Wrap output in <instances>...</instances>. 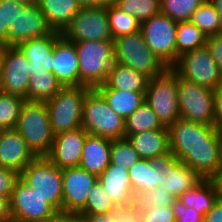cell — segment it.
Segmentation results:
<instances>
[{
    "mask_svg": "<svg viewBox=\"0 0 222 222\" xmlns=\"http://www.w3.org/2000/svg\"><path fill=\"white\" fill-rule=\"evenodd\" d=\"M219 186H220V190H221V197H222V172L220 174V176L217 178Z\"/></svg>",
    "mask_w": 222,
    "mask_h": 222,
    "instance_id": "cell-59",
    "label": "cell"
},
{
    "mask_svg": "<svg viewBox=\"0 0 222 222\" xmlns=\"http://www.w3.org/2000/svg\"><path fill=\"white\" fill-rule=\"evenodd\" d=\"M204 222H222V197H220L211 210L204 215Z\"/></svg>",
    "mask_w": 222,
    "mask_h": 222,
    "instance_id": "cell-48",
    "label": "cell"
},
{
    "mask_svg": "<svg viewBox=\"0 0 222 222\" xmlns=\"http://www.w3.org/2000/svg\"><path fill=\"white\" fill-rule=\"evenodd\" d=\"M67 222H88L84 216L67 213Z\"/></svg>",
    "mask_w": 222,
    "mask_h": 222,
    "instance_id": "cell-54",
    "label": "cell"
},
{
    "mask_svg": "<svg viewBox=\"0 0 222 222\" xmlns=\"http://www.w3.org/2000/svg\"><path fill=\"white\" fill-rule=\"evenodd\" d=\"M26 100L0 91V130L15 128Z\"/></svg>",
    "mask_w": 222,
    "mask_h": 222,
    "instance_id": "cell-35",
    "label": "cell"
},
{
    "mask_svg": "<svg viewBox=\"0 0 222 222\" xmlns=\"http://www.w3.org/2000/svg\"><path fill=\"white\" fill-rule=\"evenodd\" d=\"M0 222H12L10 200L0 197Z\"/></svg>",
    "mask_w": 222,
    "mask_h": 222,
    "instance_id": "cell-49",
    "label": "cell"
},
{
    "mask_svg": "<svg viewBox=\"0 0 222 222\" xmlns=\"http://www.w3.org/2000/svg\"><path fill=\"white\" fill-rule=\"evenodd\" d=\"M87 135L82 127L54 135L51 149L45 157L60 169L79 166Z\"/></svg>",
    "mask_w": 222,
    "mask_h": 222,
    "instance_id": "cell-17",
    "label": "cell"
},
{
    "mask_svg": "<svg viewBox=\"0 0 222 222\" xmlns=\"http://www.w3.org/2000/svg\"><path fill=\"white\" fill-rule=\"evenodd\" d=\"M221 197V190L217 179H202L192 189L181 194L177 200L185 207L194 208L203 216L211 210Z\"/></svg>",
    "mask_w": 222,
    "mask_h": 222,
    "instance_id": "cell-24",
    "label": "cell"
},
{
    "mask_svg": "<svg viewBox=\"0 0 222 222\" xmlns=\"http://www.w3.org/2000/svg\"><path fill=\"white\" fill-rule=\"evenodd\" d=\"M30 63L17 46H7L0 81V91L27 100Z\"/></svg>",
    "mask_w": 222,
    "mask_h": 222,
    "instance_id": "cell-15",
    "label": "cell"
},
{
    "mask_svg": "<svg viewBox=\"0 0 222 222\" xmlns=\"http://www.w3.org/2000/svg\"><path fill=\"white\" fill-rule=\"evenodd\" d=\"M63 212L77 214L86 204V199L98 176L77 166L62 169Z\"/></svg>",
    "mask_w": 222,
    "mask_h": 222,
    "instance_id": "cell-16",
    "label": "cell"
},
{
    "mask_svg": "<svg viewBox=\"0 0 222 222\" xmlns=\"http://www.w3.org/2000/svg\"><path fill=\"white\" fill-rule=\"evenodd\" d=\"M109 214L114 222H144L146 208L135 200L132 203L116 204Z\"/></svg>",
    "mask_w": 222,
    "mask_h": 222,
    "instance_id": "cell-40",
    "label": "cell"
},
{
    "mask_svg": "<svg viewBox=\"0 0 222 222\" xmlns=\"http://www.w3.org/2000/svg\"><path fill=\"white\" fill-rule=\"evenodd\" d=\"M89 89L85 85L63 86L45 102L54 135L81 127L83 103Z\"/></svg>",
    "mask_w": 222,
    "mask_h": 222,
    "instance_id": "cell-7",
    "label": "cell"
},
{
    "mask_svg": "<svg viewBox=\"0 0 222 222\" xmlns=\"http://www.w3.org/2000/svg\"><path fill=\"white\" fill-rule=\"evenodd\" d=\"M38 4L48 26L59 33L63 32L81 8L77 0H38Z\"/></svg>",
    "mask_w": 222,
    "mask_h": 222,
    "instance_id": "cell-27",
    "label": "cell"
},
{
    "mask_svg": "<svg viewBox=\"0 0 222 222\" xmlns=\"http://www.w3.org/2000/svg\"><path fill=\"white\" fill-rule=\"evenodd\" d=\"M215 91L179 78L178 107L180 118L212 125L214 122Z\"/></svg>",
    "mask_w": 222,
    "mask_h": 222,
    "instance_id": "cell-11",
    "label": "cell"
},
{
    "mask_svg": "<svg viewBox=\"0 0 222 222\" xmlns=\"http://www.w3.org/2000/svg\"><path fill=\"white\" fill-rule=\"evenodd\" d=\"M81 216H84L88 222H114L109 213Z\"/></svg>",
    "mask_w": 222,
    "mask_h": 222,
    "instance_id": "cell-51",
    "label": "cell"
},
{
    "mask_svg": "<svg viewBox=\"0 0 222 222\" xmlns=\"http://www.w3.org/2000/svg\"><path fill=\"white\" fill-rule=\"evenodd\" d=\"M52 31L38 3L25 5L8 30V46H17L26 40L44 37Z\"/></svg>",
    "mask_w": 222,
    "mask_h": 222,
    "instance_id": "cell-18",
    "label": "cell"
},
{
    "mask_svg": "<svg viewBox=\"0 0 222 222\" xmlns=\"http://www.w3.org/2000/svg\"><path fill=\"white\" fill-rule=\"evenodd\" d=\"M81 7L108 6L114 0H77Z\"/></svg>",
    "mask_w": 222,
    "mask_h": 222,
    "instance_id": "cell-52",
    "label": "cell"
},
{
    "mask_svg": "<svg viewBox=\"0 0 222 222\" xmlns=\"http://www.w3.org/2000/svg\"><path fill=\"white\" fill-rule=\"evenodd\" d=\"M146 209L150 207H168L176 200V198L169 192L157 186L153 190L142 193L137 199Z\"/></svg>",
    "mask_w": 222,
    "mask_h": 222,
    "instance_id": "cell-41",
    "label": "cell"
},
{
    "mask_svg": "<svg viewBox=\"0 0 222 222\" xmlns=\"http://www.w3.org/2000/svg\"><path fill=\"white\" fill-rule=\"evenodd\" d=\"M20 175L15 171L0 167V197L11 199L16 181Z\"/></svg>",
    "mask_w": 222,
    "mask_h": 222,
    "instance_id": "cell-42",
    "label": "cell"
},
{
    "mask_svg": "<svg viewBox=\"0 0 222 222\" xmlns=\"http://www.w3.org/2000/svg\"><path fill=\"white\" fill-rule=\"evenodd\" d=\"M110 108L126 120L145 101L146 93L122 91L112 88H96Z\"/></svg>",
    "mask_w": 222,
    "mask_h": 222,
    "instance_id": "cell-29",
    "label": "cell"
},
{
    "mask_svg": "<svg viewBox=\"0 0 222 222\" xmlns=\"http://www.w3.org/2000/svg\"><path fill=\"white\" fill-rule=\"evenodd\" d=\"M206 0H160V12L174 21H189L191 15Z\"/></svg>",
    "mask_w": 222,
    "mask_h": 222,
    "instance_id": "cell-38",
    "label": "cell"
},
{
    "mask_svg": "<svg viewBox=\"0 0 222 222\" xmlns=\"http://www.w3.org/2000/svg\"><path fill=\"white\" fill-rule=\"evenodd\" d=\"M214 122L213 126L222 132V85L215 90L214 94Z\"/></svg>",
    "mask_w": 222,
    "mask_h": 222,
    "instance_id": "cell-47",
    "label": "cell"
},
{
    "mask_svg": "<svg viewBox=\"0 0 222 222\" xmlns=\"http://www.w3.org/2000/svg\"><path fill=\"white\" fill-rule=\"evenodd\" d=\"M141 159H151L170 152L168 128L125 136Z\"/></svg>",
    "mask_w": 222,
    "mask_h": 222,
    "instance_id": "cell-25",
    "label": "cell"
},
{
    "mask_svg": "<svg viewBox=\"0 0 222 222\" xmlns=\"http://www.w3.org/2000/svg\"><path fill=\"white\" fill-rule=\"evenodd\" d=\"M14 1H18L24 5H30V4H35L38 3V0H14Z\"/></svg>",
    "mask_w": 222,
    "mask_h": 222,
    "instance_id": "cell-58",
    "label": "cell"
},
{
    "mask_svg": "<svg viewBox=\"0 0 222 222\" xmlns=\"http://www.w3.org/2000/svg\"><path fill=\"white\" fill-rule=\"evenodd\" d=\"M12 222H45L57 211L19 177L10 199Z\"/></svg>",
    "mask_w": 222,
    "mask_h": 222,
    "instance_id": "cell-14",
    "label": "cell"
},
{
    "mask_svg": "<svg viewBox=\"0 0 222 222\" xmlns=\"http://www.w3.org/2000/svg\"><path fill=\"white\" fill-rule=\"evenodd\" d=\"M111 143L110 139L88 134L79 167L99 176L110 164Z\"/></svg>",
    "mask_w": 222,
    "mask_h": 222,
    "instance_id": "cell-23",
    "label": "cell"
},
{
    "mask_svg": "<svg viewBox=\"0 0 222 222\" xmlns=\"http://www.w3.org/2000/svg\"><path fill=\"white\" fill-rule=\"evenodd\" d=\"M98 182L115 204L132 203L136 200L126 169L109 164L98 176Z\"/></svg>",
    "mask_w": 222,
    "mask_h": 222,
    "instance_id": "cell-22",
    "label": "cell"
},
{
    "mask_svg": "<svg viewBox=\"0 0 222 222\" xmlns=\"http://www.w3.org/2000/svg\"><path fill=\"white\" fill-rule=\"evenodd\" d=\"M5 52H6V46L0 45V81H1L2 71H3V66H4Z\"/></svg>",
    "mask_w": 222,
    "mask_h": 222,
    "instance_id": "cell-55",
    "label": "cell"
},
{
    "mask_svg": "<svg viewBox=\"0 0 222 222\" xmlns=\"http://www.w3.org/2000/svg\"><path fill=\"white\" fill-rule=\"evenodd\" d=\"M113 3L140 23L160 13V0H114Z\"/></svg>",
    "mask_w": 222,
    "mask_h": 222,
    "instance_id": "cell-36",
    "label": "cell"
},
{
    "mask_svg": "<svg viewBox=\"0 0 222 222\" xmlns=\"http://www.w3.org/2000/svg\"><path fill=\"white\" fill-rule=\"evenodd\" d=\"M35 158L36 156L15 128L1 130L0 167L11 169L20 175Z\"/></svg>",
    "mask_w": 222,
    "mask_h": 222,
    "instance_id": "cell-19",
    "label": "cell"
},
{
    "mask_svg": "<svg viewBox=\"0 0 222 222\" xmlns=\"http://www.w3.org/2000/svg\"><path fill=\"white\" fill-rule=\"evenodd\" d=\"M149 164L157 172L158 186L176 199L202 180L188 165L176 159L171 151L149 159Z\"/></svg>",
    "mask_w": 222,
    "mask_h": 222,
    "instance_id": "cell-13",
    "label": "cell"
},
{
    "mask_svg": "<svg viewBox=\"0 0 222 222\" xmlns=\"http://www.w3.org/2000/svg\"><path fill=\"white\" fill-rule=\"evenodd\" d=\"M116 204L104 192L102 185L97 182L89 192L85 206L77 213L79 215H95L109 213Z\"/></svg>",
    "mask_w": 222,
    "mask_h": 222,
    "instance_id": "cell-39",
    "label": "cell"
},
{
    "mask_svg": "<svg viewBox=\"0 0 222 222\" xmlns=\"http://www.w3.org/2000/svg\"><path fill=\"white\" fill-rule=\"evenodd\" d=\"M20 178L57 212H63L62 169L45 156L36 157L23 169Z\"/></svg>",
    "mask_w": 222,
    "mask_h": 222,
    "instance_id": "cell-6",
    "label": "cell"
},
{
    "mask_svg": "<svg viewBox=\"0 0 222 222\" xmlns=\"http://www.w3.org/2000/svg\"><path fill=\"white\" fill-rule=\"evenodd\" d=\"M0 45L8 46V29L3 23L2 8H0Z\"/></svg>",
    "mask_w": 222,
    "mask_h": 222,
    "instance_id": "cell-50",
    "label": "cell"
},
{
    "mask_svg": "<svg viewBox=\"0 0 222 222\" xmlns=\"http://www.w3.org/2000/svg\"><path fill=\"white\" fill-rule=\"evenodd\" d=\"M206 47L209 49L222 76V33L207 37Z\"/></svg>",
    "mask_w": 222,
    "mask_h": 222,
    "instance_id": "cell-46",
    "label": "cell"
},
{
    "mask_svg": "<svg viewBox=\"0 0 222 222\" xmlns=\"http://www.w3.org/2000/svg\"><path fill=\"white\" fill-rule=\"evenodd\" d=\"M62 87L52 72L45 69H31L27 101L47 102L51 100Z\"/></svg>",
    "mask_w": 222,
    "mask_h": 222,
    "instance_id": "cell-28",
    "label": "cell"
},
{
    "mask_svg": "<svg viewBox=\"0 0 222 222\" xmlns=\"http://www.w3.org/2000/svg\"><path fill=\"white\" fill-rule=\"evenodd\" d=\"M139 160H141L140 156L127 138L112 140L110 164L129 170Z\"/></svg>",
    "mask_w": 222,
    "mask_h": 222,
    "instance_id": "cell-37",
    "label": "cell"
},
{
    "mask_svg": "<svg viewBox=\"0 0 222 222\" xmlns=\"http://www.w3.org/2000/svg\"><path fill=\"white\" fill-rule=\"evenodd\" d=\"M61 35L68 41H113L106 6L81 7Z\"/></svg>",
    "mask_w": 222,
    "mask_h": 222,
    "instance_id": "cell-12",
    "label": "cell"
},
{
    "mask_svg": "<svg viewBox=\"0 0 222 222\" xmlns=\"http://www.w3.org/2000/svg\"><path fill=\"white\" fill-rule=\"evenodd\" d=\"M114 62L153 78L168 67L150 50L141 31L113 39Z\"/></svg>",
    "mask_w": 222,
    "mask_h": 222,
    "instance_id": "cell-5",
    "label": "cell"
},
{
    "mask_svg": "<svg viewBox=\"0 0 222 222\" xmlns=\"http://www.w3.org/2000/svg\"><path fill=\"white\" fill-rule=\"evenodd\" d=\"M170 151L202 179L220 176V132L212 125L179 119L168 127Z\"/></svg>",
    "mask_w": 222,
    "mask_h": 222,
    "instance_id": "cell-1",
    "label": "cell"
},
{
    "mask_svg": "<svg viewBox=\"0 0 222 222\" xmlns=\"http://www.w3.org/2000/svg\"><path fill=\"white\" fill-rule=\"evenodd\" d=\"M176 222H204V216L194 208L185 207L177 199L171 205Z\"/></svg>",
    "mask_w": 222,
    "mask_h": 222,
    "instance_id": "cell-43",
    "label": "cell"
},
{
    "mask_svg": "<svg viewBox=\"0 0 222 222\" xmlns=\"http://www.w3.org/2000/svg\"><path fill=\"white\" fill-rule=\"evenodd\" d=\"M15 129L26 141L36 157L46 156L52 146L54 134L45 102L25 101Z\"/></svg>",
    "mask_w": 222,
    "mask_h": 222,
    "instance_id": "cell-3",
    "label": "cell"
},
{
    "mask_svg": "<svg viewBox=\"0 0 222 222\" xmlns=\"http://www.w3.org/2000/svg\"><path fill=\"white\" fill-rule=\"evenodd\" d=\"M179 78L216 90L222 85V76L209 49L204 46L178 57L171 67Z\"/></svg>",
    "mask_w": 222,
    "mask_h": 222,
    "instance_id": "cell-10",
    "label": "cell"
},
{
    "mask_svg": "<svg viewBox=\"0 0 222 222\" xmlns=\"http://www.w3.org/2000/svg\"><path fill=\"white\" fill-rule=\"evenodd\" d=\"M178 84L179 76L171 67L148 82L145 101L166 127L180 119Z\"/></svg>",
    "mask_w": 222,
    "mask_h": 222,
    "instance_id": "cell-8",
    "label": "cell"
},
{
    "mask_svg": "<svg viewBox=\"0 0 222 222\" xmlns=\"http://www.w3.org/2000/svg\"><path fill=\"white\" fill-rule=\"evenodd\" d=\"M144 222H176V219L171 206L164 208L154 206L146 209Z\"/></svg>",
    "mask_w": 222,
    "mask_h": 222,
    "instance_id": "cell-45",
    "label": "cell"
},
{
    "mask_svg": "<svg viewBox=\"0 0 222 222\" xmlns=\"http://www.w3.org/2000/svg\"><path fill=\"white\" fill-rule=\"evenodd\" d=\"M75 48L79 63V86L104 84L114 63L113 41H80Z\"/></svg>",
    "mask_w": 222,
    "mask_h": 222,
    "instance_id": "cell-4",
    "label": "cell"
},
{
    "mask_svg": "<svg viewBox=\"0 0 222 222\" xmlns=\"http://www.w3.org/2000/svg\"><path fill=\"white\" fill-rule=\"evenodd\" d=\"M52 73L62 86H79V63L75 44L61 36L53 47Z\"/></svg>",
    "mask_w": 222,
    "mask_h": 222,
    "instance_id": "cell-20",
    "label": "cell"
},
{
    "mask_svg": "<svg viewBox=\"0 0 222 222\" xmlns=\"http://www.w3.org/2000/svg\"><path fill=\"white\" fill-rule=\"evenodd\" d=\"M132 191L137 199L142 193L158 186L155 169L150 167L149 159H141L128 170Z\"/></svg>",
    "mask_w": 222,
    "mask_h": 222,
    "instance_id": "cell-31",
    "label": "cell"
},
{
    "mask_svg": "<svg viewBox=\"0 0 222 222\" xmlns=\"http://www.w3.org/2000/svg\"><path fill=\"white\" fill-rule=\"evenodd\" d=\"M217 9L222 24V0H210Z\"/></svg>",
    "mask_w": 222,
    "mask_h": 222,
    "instance_id": "cell-56",
    "label": "cell"
},
{
    "mask_svg": "<svg viewBox=\"0 0 222 222\" xmlns=\"http://www.w3.org/2000/svg\"><path fill=\"white\" fill-rule=\"evenodd\" d=\"M61 33L52 31L49 35L21 42L17 47L30 63V69H45L52 72L53 47Z\"/></svg>",
    "mask_w": 222,
    "mask_h": 222,
    "instance_id": "cell-21",
    "label": "cell"
},
{
    "mask_svg": "<svg viewBox=\"0 0 222 222\" xmlns=\"http://www.w3.org/2000/svg\"><path fill=\"white\" fill-rule=\"evenodd\" d=\"M149 77L130 67L114 62L104 84L96 88H112L122 91L146 93Z\"/></svg>",
    "mask_w": 222,
    "mask_h": 222,
    "instance_id": "cell-26",
    "label": "cell"
},
{
    "mask_svg": "<svg viewBox=\"0 0 222 222\" xmlns=\"http://www.w3.org/2000/svg\"><path fill=\"white\" fill-rule=\"evenodd\" d=\"M207 37L222 33V24L215 5L206 0L201 4L189 19Z\"/></svg>",
    "mask_w": 222,
    "mask_h": 222,
    "instance_id": "cell-34",
    "label": "cell"
},
{
    "mask_svg": "<svg viewBox=\"0 0 222 222\" xmlns=\"http://www.w3.org/2000/svg\"><path fill=\"white\" fill-rule=\"evenodd\" d=\"M219 161H220V174L222 172V132H220L219 140Z\"/></svg>",
    "mask_w": 222,
    "mask_h": 222,
    "instance_id": "cell-57",
    "label": "cell"
},
{
    "mask_svg": "<svg viewBox=\"0 0 222 222\" xmlns=\"http://www.w3.org/2000/svg\"><path fill=\"white\" fill-rule=\"evenodd\" d=\"M106 13L113 39L140 31V21L134 16L125 13L114 3L106 6Z\"/></svg>",
    "mask_w": 222,
    "mask_h": 222,
    "instance_id": "cell-33",
    "label": "cell"
},
{
    "mask_svg": "<svg viewBox=\"0 0 222 222\" xmlns=\"http://www.w3.org/2000/svg\"><path fill=\"white\" fill-rule=\"evenodd\" d=\"M25 5L14 0H0V8H2L3 23L7 29L14 25L18 12H22Z\"/></svg>",
    "mask_w": 222,
    "mask_h": 222,
    "instance_id": "cell-44",
    "label": "cell"
},
{
    "mask_svg": "<svg viewBox=\"0 0 222 222\" xmlns=\"http://www.w3.org/2000/svg\"><path fill=\"white\" fill-rule=\"evenodd\" d=\"M45 222H67V213L57 212L53 217L48 218Z\"/></svg>",
    "mask_w": 222,
    "mask_h": 222,
    "instance_id": "cell-53",
    "label": "cell"
},
{
    "mask_svg": "<svg viewBox=\"0 0 222 222\" xmlns=\"http://www.w3.org/2000/svg\"><path fill=\"white\" fill-rule=\"evenodd\" d=\"M163 125L146 101L125 120V136L161 129Z\"/></svg>",
    "mask_w": 222,
    "mask_h": 222,
    "instance_id": "cell-32",
    "label": "cell"
},
{
    "mask_svg": "<svg viewBox=\"0 0 222 222\" xmlns=\"http://www.w3.org/2000/svg\"><path fill=\"white\" fill-rule=\"evenodd\" d=\"M81 127L90 135L110 140L125 138V120L110 108L96 88L86 93Z\"/></svg>",
    "mask_w": 222,
    "mask_h": 222,
    "instance_id": "cell-2",
    "label": "cell"
},
{
    "mask_svg": "<svg viewBox=\"0 0 222 222\" xmlns=\"http://www.w3.org/2000/svg\"><path fill=\"white\" fill-rule=\"evenodd\" d=\"M207 36L192 22L180 21L176 30V62L178 57L206 46Z\"/></svg>",
    "mask_w": 222,
    "mask_h": 222,
    "instance_id": "cell-30",
    "label": "cell"
},
{
    "mask_svg": "<svg viewBox=\"0 0 222 222\" xmlns=\"http://www.w3.org/2000/svg\"><path fill=\"white\" fill-rule=\"evenodd\" d=\"M177 25V21L161 12L141 23L145 43L167 67L176 63Z\"/></svg>",
    "mask_w": 222,
    "mask_h": 222,
    "instance_id": "cell-9",
    "label": "cell"
}]
</instances>
